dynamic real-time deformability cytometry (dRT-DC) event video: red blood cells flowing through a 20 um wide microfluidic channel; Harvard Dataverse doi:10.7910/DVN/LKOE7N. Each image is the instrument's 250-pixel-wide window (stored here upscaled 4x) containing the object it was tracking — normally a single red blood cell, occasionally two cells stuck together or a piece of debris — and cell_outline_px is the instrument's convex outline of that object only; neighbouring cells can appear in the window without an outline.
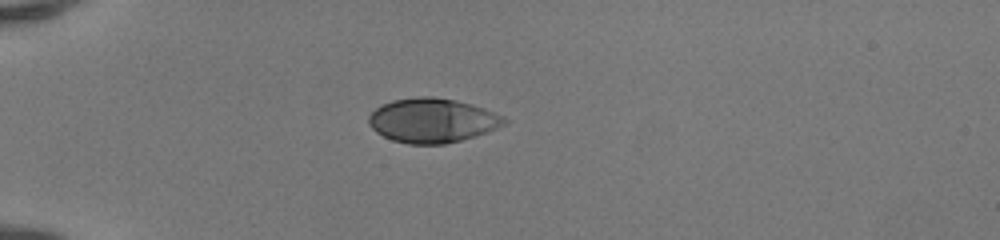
{"species": "human", "species_latin": "Homo sapiens", "temperature_condition": "room temperature", "stored_images_in_passage": 36, "camera_frame_rate_fps": 3000, "um_per_image_px": 0.085, "donor": {"sex": "female"}, "frame": {"image": 1, "passage_image": 1, "time_ms": 0.0, "image_size_px": [1000, 240], "cell_outline_px": [[508, 120], [504, 124], [488, 132], [460, 140], [444, 144], [408, 144], [392, 140], [376, 132], [368, 124], [368, 116], [380, 104], [392, 100], [420, 96], [432, 96], [456, 100], [472, 104], [484, 108], [504, 116]], "centroid_in_image_um": [36.73, 10.23], "position_along_channel_um": 48.3, "area_um2": 35.14}}
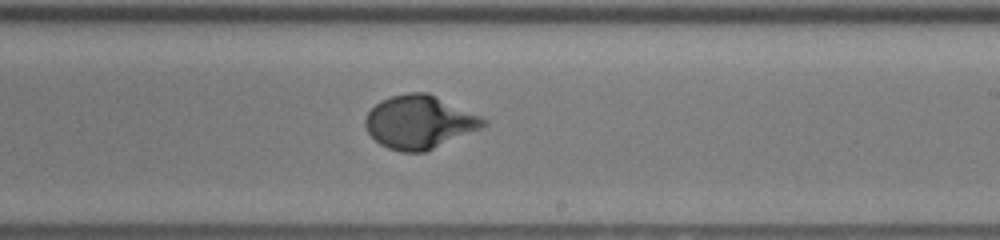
{"frame": {"image": 2, "passage_image": 18, "time_ms": 5.667, "image_size_px": [1000, 240], "cell_outline_px": [[488, 124], [480, 128], [424, 152], [400, 152], [388, 148], [380, 144], [368, 132], [364, 124], [364, 120], [368, 112], [380, 100], [392, 96], [408, 92], [428, 92], [480, 116], [488, 120]], "centroid_in_image_um": [35.62, 10.37], "position_along_channel_um": 253.4, "area_um2": 36.3}}
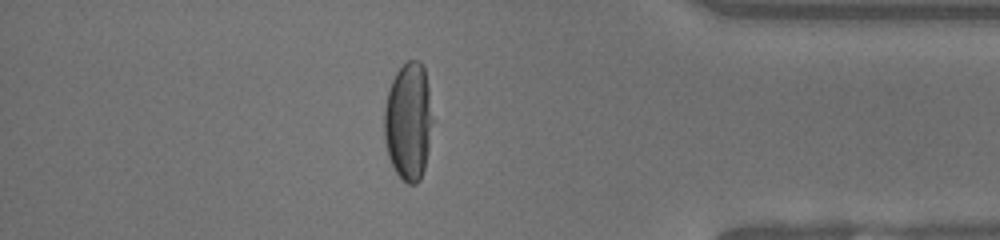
{"frame": {"image": 3, "passage_image": 30, "time_ms": 9.667, "image_size_px": [1000, 240], "cell_outline_px": [[436, 120], [424, 168], [420, 180], [416, 184], [408, 184], [396, 172], [388, 156], [384, 140], [384, 108], [388, 88], [396, 72], [408, 60], [420, 60], [424, 68], [428, 84]], "centroid_in_image_um": [34.76, 10.3], "position_along_channel_um": 400.4, "area_um2": 34.28}, "authors_computed_cell_mechanics": {"area_um2": 35.4892, "velocity_mm_per_s": 4.1924, "shape_relaxation_time_tau1_ms": 3.5825, "shape_relaxation_time_tau2_ms": null, "deformation_change_tau1": 0.2174, "deformation_change_tau2": null}}